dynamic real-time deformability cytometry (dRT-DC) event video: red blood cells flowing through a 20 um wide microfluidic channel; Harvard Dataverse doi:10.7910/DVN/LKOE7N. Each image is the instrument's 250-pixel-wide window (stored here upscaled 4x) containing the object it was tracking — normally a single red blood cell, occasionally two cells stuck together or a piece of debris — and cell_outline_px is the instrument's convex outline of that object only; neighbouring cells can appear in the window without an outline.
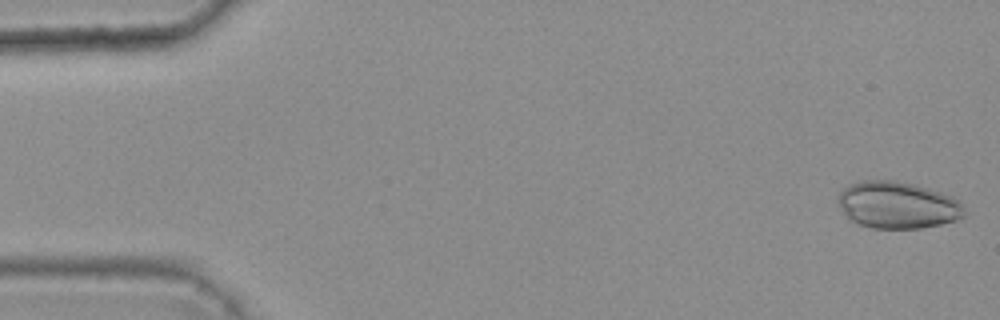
{"species": "common noctule bat (a hibernating species)", "species_latin": "Nyctalus noctula", "temperature_condition": "warm", "stored_images_in_passage": 5, "camera_frame_rate_fps": 3000, "um_per_image_px": 0.085, "animal": {"sex": "female", "body_mass_g": 25.1}, "frame": {"image": 1, "passage_image": 1, "time_ms": 0.0, "image_size_px": [1000, 320], "cell_outline_px": [[964, 216], [956, 220], [940, 224], [920, 228], [872, 228], [860, 224], [852, 220], [840, 208], [836, 200], [840, 192], [848, 184], [864, 180], [892, 180], [912, 184], [928, 188], [952, 196], [960, 200], [964, 208]], "centroid_in_image_um": [76.29, 17.42], "position_along_channel_um": 8.7, "area_um2": 34.45}}